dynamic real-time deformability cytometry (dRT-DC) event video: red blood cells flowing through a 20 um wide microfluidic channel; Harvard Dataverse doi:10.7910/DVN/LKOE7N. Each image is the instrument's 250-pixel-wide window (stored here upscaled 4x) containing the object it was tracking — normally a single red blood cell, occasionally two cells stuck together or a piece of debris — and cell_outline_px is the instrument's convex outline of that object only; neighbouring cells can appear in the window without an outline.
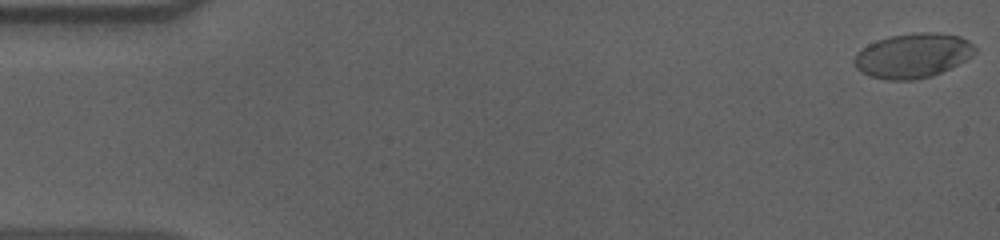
{"species": "human", "species_latin": "Homo sapiens", "temperature_condition": "cold", "stored_images_in_passage": 57, "camera_frame_rate_fps": 3000, "um_per_image_px": 0.085, "donor": {"sex": "male"}, "frame": {"image": 1, "passage_image": 1, "time_ms": 0.0, "image_size_px": [1000, 240], "cell_outline_px": [[976, 52], [972, 56], [932, 76], [912, 80], [888, 80], [872, 76], [856, 68], [852, 64], [852, 60], [856, 52], [868, 44], [876, 40], [892, 36], [912, 32], [932, 32], [960, 36], [968, 40], [976, 48]], "centroid_in_image_um": [77.56, 4.71], "position_along_channel_um": 7.4, "area_um2": 31.27}}
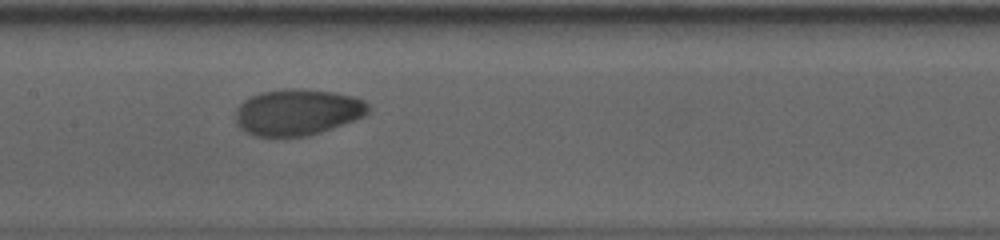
{"frame": {"image": 2, "passage_image": 28, "time_ms": 9.0, "image_size_px": [1000, 240], "cell_outline_px": [[372, 108], [364, 116], [356, 120], [308, 136], [276, 140], [252, 136], [244, 132], [236, 124], [236, 108], [244, 100], [260, 92], [288, 88], [296, 88], [332, 92], [352, 96], [364, 100]], "centroid_in_image_um": [25.24, 9.58], "position_along_channel_um": 182.2, "area_um2": 36.76}}
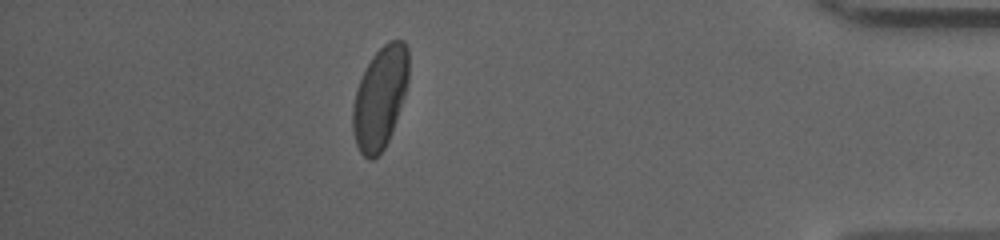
{"frame": {"image": 3, "passage_image": 50, "time_ms": 16.333, "image_size_px": [1000, 240], "cell_outline_px": [[408, 80], [396, 120], [388, 140], [384, 148], [372, 160], [368, 160], [360, 152], [356, 144], [352, 132], [352, 104], [356, 88], [372, 56], [388, 40], [404, 40], [408, 48]], "centroid_in_image_um": [32.28, 8.3], "position_along_channel_um": 402.9, "area_um2": 33.06}, "authors_computed_cell_mechanics": {"area_um2": 33.8708, "velocity_mm_per_s": 3.6099, "shape_relaxation_time_tau1_ms": 4.7389, "shape_relaxation_time_tau2_ms": 1.1305, "deformation_change_tau1": 0.1545, "deformation_change_tau2": 0.0348}}